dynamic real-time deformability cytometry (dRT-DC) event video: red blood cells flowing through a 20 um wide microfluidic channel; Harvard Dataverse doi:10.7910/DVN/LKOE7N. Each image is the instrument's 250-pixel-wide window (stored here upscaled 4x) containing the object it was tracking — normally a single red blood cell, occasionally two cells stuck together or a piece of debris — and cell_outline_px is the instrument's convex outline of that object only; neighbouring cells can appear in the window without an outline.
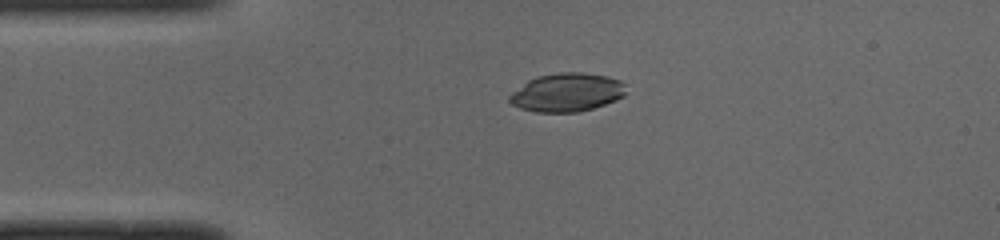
{"species": "common noctule bat (a hibernating species)", "species_latin": "Nyctalus noctula", "temperature_condition": "cold", "stored_images_in_passage": 40, "camera_frame_rate_fps": 3000, "um_per_image_px": 0.085, "animal": {"sex": "male", "body_mass_g": 19.0, "forearm_length_mm": 50.8}, "frame": {"image": 1, "passage_image": 1, "time_ms": 0.0, "image_size_px": [1000, 240], "cell_outline_px": [[624, 96], [616, 100], [592, 108], [576, 112], [536, 112], [520, 108], [512, 104], [508, 100], [508, 96], [512, 92], [528, 80], [536, 76], [560, 72], [580, 72], [608, 76], [620, 80], [624, 84]], "centroid_in_image_um": [48.16, 7.85], "position_along_channel_um": 36.8, "area_um2": 26.07}}
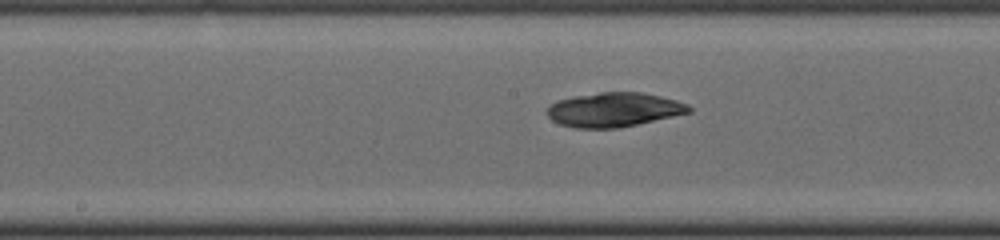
{"frame": {"image": 2, "passage_image": 15, "time_ms": 4.667, "image_size_px": [1000, 240], "cell_outline_px": [[692, 112], [636, 124], [616, 128], [576, 128], [560, 124], [552, 120], [548, 116], [548, 108], [552, 104], [560, 100], [576, 96], [600, 92], [640, 92], [660, 96], [676, 100], [688, 104], [692, 108]], "centroid_in_image_um": [52.22, 9.32], "position_along_channel_um": 196.0, "area_um2": 27.98}}
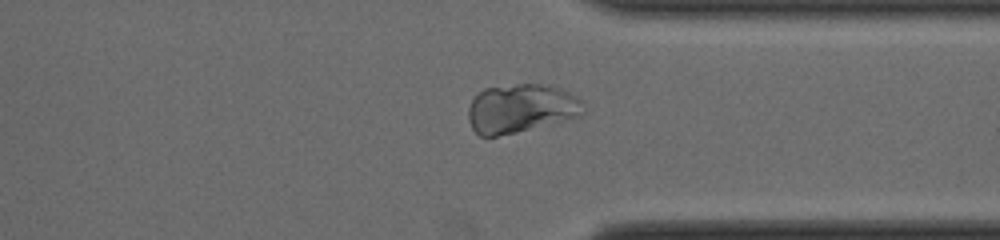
{"frame": {"image": 3, "passage_image": 28, "time_ms": 9.0, "image_size_px": [1000, 240], "cell_outline_px": [[584, 116], [516, 132], [496, 136], [480, 136], [472, 128], [468, 120], [468, 108], [472, 100], [484, 88], [516, 84], [544, 84], [560, 88], [576, 96], [580, 100], [584, 112]], "centroid_in_image_um": [44.28, 9.22], "position_along_channel_um": 367.1, "area_um2": 32.71}, "authors_computed_cell_mechanics": {"area_um2": 28.2931, "velocity_mm_per_s": 3.9814, "shape_relaxation_time_tau1_ms": 3.0733, "shape_relaxation_time_tau2_ms": 5.6417, "deformation_change_tau1": 0.0555, "deformation_change_tau2": 0.048}}